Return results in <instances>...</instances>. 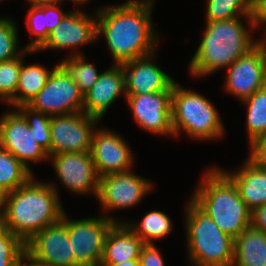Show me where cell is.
<instances>
[{
  "label": "cell",
  "mask_w": 266,
  "mask_h": 266,
  "mask_svg": "<svg viewBox=\"0 0 266 266\" xmlns=\"http://www.w3.org/2000/svg\"><path fill=\"white\" fill-rule=\"evenodd\" d=\"M152 6V0H129L97 10V37L104 35L116 65L155 53Z\"/></svg>",
  "instance_id": "6da1fadb"
},
{
  "label": "cell",
  "mask_w": 266,
  "mask_h": 266,
  "mask_svg": "<svg viewBox=\"0 0 266 266\" xmlns=\"http://www.w3.org/2000/svg\"><path fill=\"white\" fill-rule=\"evenodd\" d=\"M57 188L48 182H35L34 176L23 186L2 196L0 224L27 243L64 213Z\"/></svg>",
  "instance_id": "7a4b0ae2"
},
{
  "label": "cell",
  "mask_w": 266,
  "mask_h": 266,
  "mask_svg": "<svg viewBox=\"0 0 266 266\" xmlns=\"http://www.w3.org/2000/svg\"><path fill=\"white\" fill-rule=\"evenodd\" d=\"M239 17L206 22L200 41L189 65L191 76L210 75L229 67L257 45Z\"/></svg>",
  "instance_id": "3957f363"
},
{
  "label": "cell",
  "mask_w": 266,
  "mask_h": 266,
  "mask_svg": "<svg viewBox=\"0 0 266 266\" xmlns=\"http://www.w3.org/2000/svg\"><path fill=\"white\" fill-rule=\"evenodd\" d=\"M203 176L191 200L233 239L251 225L252 212L234 183L216 167Z\"/></svg>",
  "instance_id": "277c9868"
},
{
  "label": "cell",
  "mask_w": 266,
  "mask_h": 266,
  "mask_svg": "<svg viewBox=\"0 0 266 266\" xmlns=\"http://www.w3.org/2000/svg\"><path fill=\"white\" fill-rule=\"evenodd\" d=\"M188 259L195 266H232L234 239L192 200L186 204Z\"/></svg>",
  "instance_id": "5b68a950"
},
{
  "label": "cell",
  "mask_w": 266,
  "mask_h": 266,
  "mask_svg": "<svg viewBox=\"0 0 266 266\" xmlns=\"http://www.w3.org/2000/svg\"><path fill=\"white\" fill-rule=\"evenodd\" d=\"M172 128L174 136L185 131L191 138L214 140L222 137L224 127L217 109L199 93L173 84Z\"/></svg>",
  "instance_id": "8992f818"
},
{
  "label": "cell",
  "mask_w": 266,
  "mask_h": 266,
  "mask_svg": "<svg viewBox=\"0 0 266 266\" xmlns=\"http://www.w3.org/2000/svg\"><path fill=\"white\" fill-rule=\"evenodd\" d=\"M110 215L81 220H69L65 214L72 253L76 266H99L109 229L118 221Z\"/></svg>",
  "instance_id": "52a82bcc"
},
{
  "label": "cell",
  "mask_w": 266,
  "mask_h": 266,
  "mask_svg": "<svg viewBox=\"0 0 266 266\" xmlns=\"http://www.w3.org/2000/svg\"><path fill=\"white\" fill-rule=\"evenodd\" d=\"M84 95L59 64L36 97L28 104L34 111L49 116L83 111Z\"/></svg>",
  "instance_id": "ba28073f"
},
{
  "label": "cell",
  "mask_w": 266,
  "mask_h": 266,
  "mask_svg": "<svg viewBox=\"0 0 266 266\" xmlns=\"http://www.w3.org/2000/svg\"><path fill=\"white\" fill-rule=\"evenodd\" d=\"M99 119L82 112L50 116L51 147L48 155L91 151Z\"/></svg>",
  "instance_id": "9c48e42d"
},
{
  "label": "cell",
  "mask_w": 266,
  "mask_h": 266,
  "mask_svg": "<svg viewBox=\"0 0 266 266\" xmlns=\"http://www.w3.org/2000/svg\"><path fill=\"white\" fill-rule=\"evenodd\" d=\"M35 140V128L28 126L17 109L0 118V146L11 152L30 171L29 162L49 158L48 152Z\"/></svg>",
  "instance_id": "30bf717a"
},
{
  "label": "cell",
  "mask_w": 266,
  "mask_h": 266,
  "mask_svg": "<svg viewBox=\"0 0 266 266\" xmlns=\"http://www.w3.org/2000/svg\"><path fill=\"white\" fill-rule=\"evenodd\" d=\"M151 189L152 184L148 180L135 175L131 170L111 173L100 177L97 198L102 209L109 212L133 207Z\"/></svg>",
  "instance_id": "8fae6325"
},
{
  "label": "cell",
  "mask_w": 266,
  "mask_h": 266,
  "mask_svg": "<svg viewBox=\"0 0 266 266\" xmlns=\"http://www.w3.org/2000/svg\"><path fill=\"white\" fill-rule=\"evenodd\" d=\"M172 92L125 94L133 117L142 130L174 136L172 128Z\"/></svg>",
  "instance_id": "7c38bea8"
},
{
  "label": "cell",
  "mask_w": 266,
  "mask_h": 266,
  "mask_svg": "<svg viewBox=\"0 0 266 266\" xmlns=\"http://www.w3.org/2000/svg\"><path fill=\"white\" fill-rule=\"evenodd\" d=\"M25 246L26 253L40 263L48 266H76L65 225V212L58 222L35 234Z\"/></svg>",
  "instance_id": "4fadbf2b"
},
{
  "label": "cell",
  "mask_w": 266,
  "mask_h": 266,
  "mask_svg": "<svg viewBox=\"0 0 266 266\" xmlns=\"http://www.w3.org/2000/svg\"><path fill=\"white\" fill-rule=\"evenodd\" d=\"M49 159L65 188L76 194L92 192L97 197L100 176L90 152L58 153Z\"/></svg>",
  "instance_id": "5bb4252c"
},
{
  "label": "cell",
  "mask_w": 266,
  "mask_h": 266,
  "mask_svg": "<svg viewBox=\"0 0 266 266\" xmlns=\"http://www.w3.org/2000/svg\"><path fill=\"white\" fill-rule=\"evenodd\" d=\"M227 68L224 86L241 101L266 85L265 59L258 44Z\"/></svg>",
  "instance_id": "9a60e30c"
},
{
  "label": "cell",
  "mask_w": 266,
  "mask_h": 266,
  "mask_svg": "<svg viewBox=\"0 0 266 266\" xmlns=\"http://www.w3.org/2000/svg\"><path fill=\"white\" fill-rule=\"evenodd\" d=\"M90 153L100 177L131 170L132 151L124 138L110 130L95 128Z\"/></svg>",
  "instance_id": "2e32d148"
},
{
  "label": "cell",
  "mask_w": 266,
  "mask_h": 266,
  "mask_svg": "<svg viewBox=\"0 0 266 266\" xmlns=\"http://www.w3.org/2000/svg\"><path fill=\"white\" fill-rule=\"evenodd\" d=\"M97 39V18L76 10L66 14L37 51L68 49L95 42Z\"/></svg>",
  "instance_id": "e0dca14e"
},
{
  "label": "cell",
  "mask_w": 266,
  "mask_h": 266,
  "mask_svg": "<svg viewBox=\"0 0 266 266\" xmlns=\"http://www.w3.org/2000/svg\"><path fill=\"white\" fill-rule=\"evenodd\" d=\"M154 54L121 64L125 75L126 94L173 91L174 79L152 62Z\"/></svg>",
  "instance_id": "ac0fdd59"
},
{
  "label": "cell",
  "mask_w": 266,
  "mask_h": 266,
  "mask_svg": "<svg viewBox=\"0 0 266 266\" xmlns=\"http://www.w3.org/2000/svg\"><path fill=\"white\" fill-rule=\"evenodd\" d=\"M125 93V75L122 65H113L100 74L97 82L84 94L83 112L101 121L108 107Z\"/></svg>",
  "instance_id": "d6986e66"
},
{
  "label": "cell",
  "mask_w": 266,
  "mask_h": 266,
  "mask_svg": "<svg viewBox=\"0 0 266 266\" xmlns=\"http://www.w3.org/2000/svg\"><path fill=\"white\" fill-rule=\"evenodd\" d=\"M236 173L221 170L237 187L239 195L252 212L266 204V165L254 163L249 157Z\"/></svg>",
  "instance_id": "ffe728a7"
},
{
  "label": "cell",
  "mask_w": 266,
  "mask_h": 266,
  "mask_svg": "<svg viewBox=\"0 0 266 266\" xmlns=\"http://www.w3.org/2000/svg\"><path fill=\"white\" fill-rule=\"evenodd\" d=\"M144 242L125 223H115L108 231L101 262L122 263L139 259Z\"/></svg>",
  "instance_id": "44dd1931"
},
{
  "label": "cell",
  "mask_w": 266,
  "mask_h": 266,
  "mask_svg": "<svg viewBox=\"0 0 266 266\" xmlns=\"http://www.w3.org/2000/svg\"><path fill=\"white\" fill-rule=\"evenodd\" d=\"M56 0L48 3L31 4L27 14V27L33 40L25 47L27 50H37L47 41L49 34L62 21L68 12H63Z\"/></svg>",
  "instance_id": "7402d4cb"
},
{
  "label": "cell",
  "mask_w": 266,
  "mask_h": 266,
  "mask_svg": "<svg viewBox=\"0 0 266 266\" xmlns=\"http://www.w3.org/2000/svg\"><path fill=\"white\" fill-rule=\"evenodd\" d=\"M232 266H266V233L248 226L234 239Z\"/></svg>",
  "instance_id": "603a6c76"
},
{
  "label": "cell",
  "mask_w": 266,
  "mask_h": 266,
  "mask_svg": "<svg viewBox=\"0 0 266 266\" xmlns=\"http://www.w3.org/2000/svg\"><path fill=\"white\" fill-rule=\"evenodd\" d=\"M47 70L43 65H24L22 61L19 82L15 93V108L28 105L45 86L53 70Z\"/></svg>",
  "instance_id": "cb8c5ba5"
},
{
  "label": "cell",
  "mask_w": 266,
  "mask_h": 266,
  "mask_svg": "<svg viewBox=\"0 0 266 266\" xmlns=\"http://www.w3.org/2000/svg\"><path fill=\"white\" fill-rule=\"evenodd\" d=\"M33 176L32 171L0 146V194L4 195L25 185Z\"/></svg>",
  "instance_id": "d4e9b609"
},
{
  "label": "cell",
  "mask_w": 266,
  "mask_h": 266,
  "mask_svg": "<svg viewBox=\"0 0 266 266\" xmlns=\"http://www.w3.org/2000/svg\"><path fill=\"white\" fill-rule=\"evenodd\" d=\"M144 244H153L152 239H160L169 235L172 230L171 219L161 211H150L136 223L125 222Z\"/></svg>",
  "instance_id": "484cf974"
},
{
  "label": "cell",
  "mask_w": 266,
  "mask_h": 266,
  "mask_svg": "<svg viewBox=\"0 0 266 266\" xmlns=\"http://www.w3.org/2000/svg\"><path fill=\"white\" fill-rule=\"evenodd\" d=\"M207 21H220L232 18L245 17L249 27L253 30L251 11L252 0H207Z\"/></svg>",
  "instance_id": "4316f807"
},
{
  "label": "cell",
  "mask_w": 266,
  "mask_h": 266,
  "mask_svg": "<svg viewBox=\"0 0 266 266\" xmlns=\"http://www.w3.org/2000/svg\"><path fill=\"white\" fill-rule=\"evenodd\" d=\"M84 57L81 53H73L59 62L83 95L92 88L101 74L93 64L86 62Z\"/></svg>",
  "instance_id": "83f0119b"
},
{
  "label": "cell",
  "mask_w": 266,
  "mask_h": 266,
  "mask_svg": "<svg viewBox=\"0 0 266 266\" xmlns=\"http://www.w3.org/2000/svg\"><path fill=\"white\" fill-rule=\"evenodd\" d=\"M242 102L247 106V133L251 144L266 133V85Z\"/></svg>",
  "instance_id": "f1b7e54d"
},
{
  "label": "cell",
  "mask_w": 266,
  "mask_h": 266,
  "mask_svg": "<svg viewBox=\"0 0 266 266\" xmlns=\"http://www.w3.org/2000/svg\"><path fill=\"white\" fill-rule=\"evenodd\" d=\"M22 57L0 62V99L15 107V93L19 82Z\"/></svg>",
  "instance_id": "f546056e"
},
{
  "label": "cell",
  "mask_w": 266,
  "mask_h": 266,
  "mask_svg": "<svg viewBox=\"0 0 266 266\" xmlns=\"http://www.w3.org/2000/svg\"><path fill=\"white\" fill-rule=\"evenodd\" d=\"M18 33L15 22L10 18H0V62L9 61L34 51H18Z\"/></svg>",
  "instance_id": "4dcf8cb0"
},
{
  "label": "cell",
  "mask_w": 266,
  "mask_h": 266,
  "mask_svg": "<svg viewBox=\"0 0 266 266\" xmlns=\"http://www.w3.org/2000/svg\"><path fill=\"white\" fill-rule=\"evenodd\" d=\"M15 109H18L24 116L29 127L35 128V141L49 152L51 147L50 116L42 112L34 111L28 105H21Z\"/></svg>",
  "instance_id": "1f68e13d"
},
{
  "label": "cell",
  "mask_w": 266,
  "mask_h": 266,
  "mask_svg": "<svg viewBox=\"0 0 266 266\" xmlns=\"http://www.w3.org/2000/svg\"><path fill=\"white\" fill-rule=\"evenodd\" d=\"M25 249V243L0 224V266H15Z\"/></svg>",
  "instance_id": "d6a6232c"
},
{
  "label": "cell",
  "mask_w": 266,
  "mask_h": 266,
  "mask_svg": "<svg viewBox=\"0 0 266 266\" xmlns=\"http://www.w3.org/2000/svg\"><path fill=\"white\" fill-rule=\"evenodd\" d=\"M159 250L154 244H144L140 256V266H165Z\"/></svg>",
  "instance_id": "836d02e7"
},
{
  "label": "cell",
  "mask_w": 266,
  "mask_h": 266,
  "mask_svg": "<svg viewBox=\"0 0 266 266\" xmlns=\"http://www.w3.org/2000/svg\"><path fill=\"white\" fill-rule=\"evenodd\" d=\"M249 158L257 164L266 165V133L261 134L250 144Z\"/></svg>",
  "instance_id": "e575fe53"
},
{
  "label": "cell",
  "mask_w": 266,
  "mask_h": 266,
  "mask_svg": "<svg viewBox=\"0 0 266 266\" xmlns=\"http://www.w3.org/2000/svg\"><path fill=\"white\" fill-rule=\"evenodd\" d=\"M251 18L254 31L260 23L266 24V0H252Z\"/></svg>",
  "instance_id": "d590c367"
},
{
  "label": "cell",
  "mask_w": 266,
  "mask_h": 266,
  "mask_svg": "<svg viewBox=\"0 0 266 266\" xmlns=\"http://www.w3.org/2000/svg\"><path fill=\"white\" fill-rule=\"evenodd\" d=\"M251 225L254 228L266 233V204L252 211Z\"/></svg>",
  "instance_id": "8d00e7d4"
},
{
  "label": "cell",
  "mask_w": 266,
  "mask_h": 266,
  "mask_svg": "<svg viewBox=\"0 0 266 266\" xmlns=\"http://www.w3.org/2000/svg\"><path fill=\"white\" fill-rule=\"evenodd\" d=\"M26 260V261H25ZM28 260V262H27ZM24 261L26 263H24ZM24 263V264H23ZM15 266H48L46 264L40 263L34 260L29 254L26 252L19 258Z\"/></svg>",
  "instance_id": "74e56055"
},
{
  "label": "cell",
  "mask_w": 266,
  "mask_h": 266,
  "mask_svg": "<svg viewBox=\"0 0 266 266\" xmlns=\"http://www.w3.org/2000/svg\"><path fill=\"white\" fill-rule=\"evenodd\" d=\"M99 266H140L139 259H132L122 263L101 262Z\"/></svg>",
  "instance_id": "f35d334b"
},
{
  "label": "cell",
  "mask_w": 266,
  "mask_h": 266,
  "mask_svg": "<svg viewBox=\"0 0 266 266\" xmlns=\"http://www.w3.org/2000/svg\"><path fill=\"white\" fill-rule=\"evenodd\" d=\"M266 35V34H265ZM265 39H261V40H257V44L259 45V47L262 49L263 55H264V59H265V67H266V36H264Z\"/></svg>",
  "instance_id": "ab89813d"
},
{
  "label": "cell",
  "mask_w": 266,
  "mask_h": 266,
  "mask_svg": "<svg viewBox=\"0 0 266 266\" xmlns=\"http://www.w3.org/2000/svg\"><path fill=\"white\" fill-rule=\"evenodd\" d=\"M27 1H29L30 4H41V3L53 2L56 0H27Z\"/></svg>",
  "instance_id": "60d3db41"
},
{
  "label": "cell",
  "mask_w": 266,
  "mask_h": 266,
  "mask_svg": "<svg viewBox=\"0 0 266 266\" xmlns=\"http://www.w3.org/2000/svg\"><path fill=\"white\" fill-rule=\"evenodd\" d=\"M71 1H73L75 4H83L87 2L88 0H71Z\"/></svg>",
  "instance_id": "b9f144b4"
},
{
  "label": "cell",
  "mask_w": 266,
  "mask_h": 266,
  "mask_svg": "<svg viewBox=\"0 0 266 266\" xmlns=\"http://www.w3.org/2000/svg\"><path fill=\"white\" fill-rule=\"evenodd\" d=\"M2 194H0V218H1V213H2Z\"/></svg>",
  "instance_id": "7bdbcfd3"
}]
</instances>
